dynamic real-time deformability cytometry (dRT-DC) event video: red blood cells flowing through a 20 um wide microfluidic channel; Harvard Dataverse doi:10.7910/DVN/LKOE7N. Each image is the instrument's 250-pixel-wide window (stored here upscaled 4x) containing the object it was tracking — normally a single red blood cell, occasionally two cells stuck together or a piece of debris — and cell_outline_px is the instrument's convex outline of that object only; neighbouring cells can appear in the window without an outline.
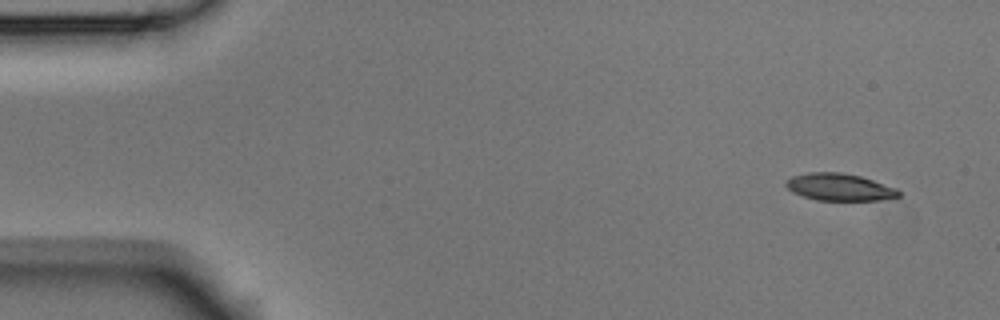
{"species": "Egyptian fruit bat (a non-hibernating species)", "species_latin": "Rousettus aegyptiacus", "temperature_condition": "room temperature", "stored_images_in_passage": 5, "camera_frame_rate_fps": 3000, "um_per_image_px": 0.085, "animal": {"sex": "male"}, "frame": {"image": 1, "passage_image": 1, "time_ms": 0.0, "image_size_px": [1000, 320], "cell_outline_px": [[900, 196], [880, 200], [816, 200], [792, 192], [784, 184], [792, 176], [808, 172], [840, 172], [860, 176], [896, 188], [900, 192]], "centroid_in_image_um": [71.34, 15.9], "position_along_channel_um": 13.7, "area_um2": 17.69}}
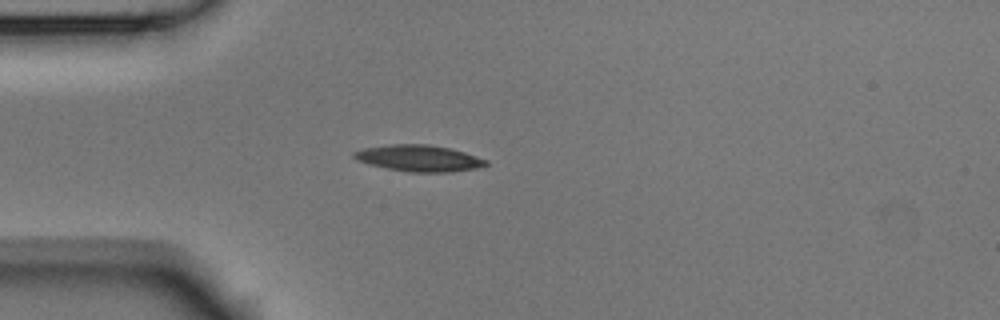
{"frame": {"image": 2, "passage_image": 4, "time_ms": 1.0, "image_size_px": [1000, 320], "cell_outline_px": [[488, 164], [476, 168], [452, 172], [408, 172], [384, 168], [368, 164], [356, 160], [352, 156], [352, 152], [364, 148], [392, 144], [428, 144], [448, 148], [464, 152], [488, 160]], "centroid_in_image_um": [35.57, 13.45], "position_along_channel_um": 49.4, "area_um2": 20.35}}